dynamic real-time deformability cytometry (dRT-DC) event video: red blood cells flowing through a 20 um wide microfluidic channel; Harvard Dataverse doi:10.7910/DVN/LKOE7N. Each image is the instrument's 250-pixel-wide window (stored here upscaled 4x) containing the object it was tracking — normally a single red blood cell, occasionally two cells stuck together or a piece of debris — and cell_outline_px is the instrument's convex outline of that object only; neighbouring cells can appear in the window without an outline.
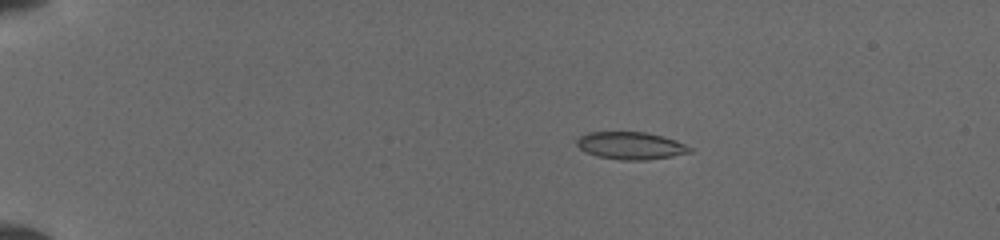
{"species": "common noctule bat (a hibernating species)", "species_latin": "Nyctalus noctula", "temperature_condition": "cold", "stored_images_in_passage": 7, "camera_frame_rate_fps": 3000, "um_per_image_px": 0.085, "animal": {"sex": "female", "body_mass_g": 19.5, "forearm_length_mm": 54.1}, "frame": {"image": 1, "passage_image": 4, "time_ms": 3.333, "image_size_px": [1000, 240], "cell_outline_px": [[692, 152], [672, 156], [644, 160], [620, 160], [596, 156], [584, 152], [576, 144], [576, 140], [580, 136], [588, 132], [644, 132], [664, 136], [676, 140], [692, 148]], "centroid_in_image_um": [53.59, 12.38], "position_along_channel_um": 31.4, "area_um2": 18.15}}
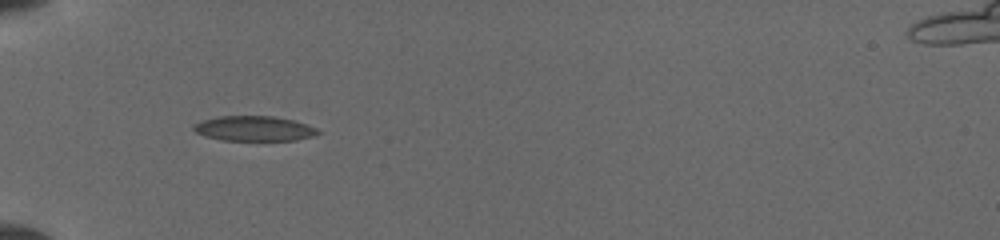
{"frame": {"image": 2, "passage_image": 6, "time_ms": 6.0, "image_size_px": [1000, 240], "cell_outline_px": [[324, 132], [312, 136], [296, 140], [224, 140], [204, 136], [196, 132], [192, 128], [192, 124], [200, 120], [220, 116], [272, 116], [292, 120], [308, 124]], "centroid_in_image_um": [21.59, 10.92], "position_along_channel_um": 63.4, "area_um2": 18.21}}
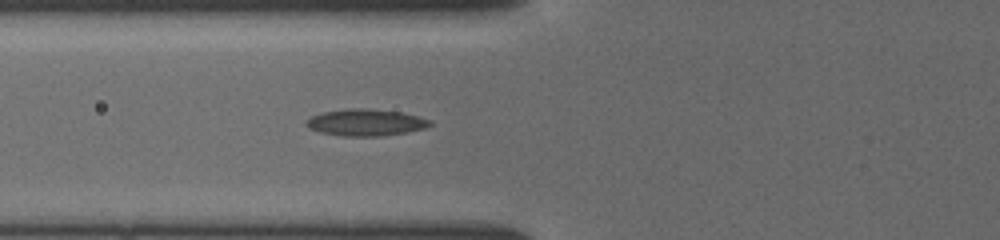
{"frame": {"image": 3, "passage_image": 7, "time_ms": 7.0, "image_size_px": [1000, 240], "cell_outline_px": [[432, 124], [424, 128], [404, 132], [380, 136], [344, 136], [320, 132], [308, 128], [304, 124], [312, 116], [324, 112], [344, 108], [364, 108], [400, 112], [432, 120]], "centroid_in_image_um": [31.06, 10.4], "position_along_channel_um": 94.7, "area_um2": 19.07}}